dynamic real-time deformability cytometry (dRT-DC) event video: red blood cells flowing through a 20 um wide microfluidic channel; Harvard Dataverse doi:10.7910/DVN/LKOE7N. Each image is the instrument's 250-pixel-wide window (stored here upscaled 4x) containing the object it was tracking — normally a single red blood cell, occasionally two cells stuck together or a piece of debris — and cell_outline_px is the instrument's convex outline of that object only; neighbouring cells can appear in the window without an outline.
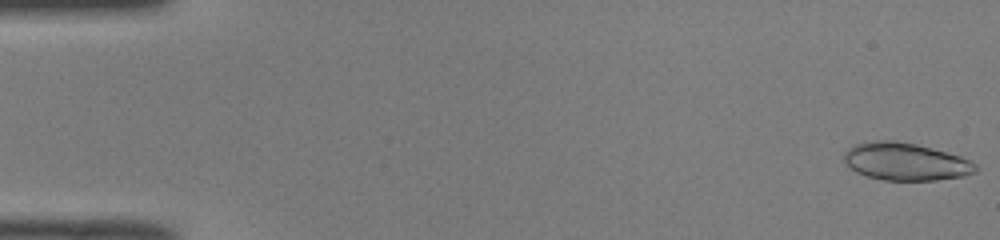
{"species": "common noctule bat (a hibernating species)", "species_latin": "Nyctalus noctula", "temperature_condition": "room temperature", "stored_images_in_passage": 50, "camera_frame_rate_fps": 3000, "um_per_image_px": 0.085, "animal": {"sex": "male", "body_mass_g": 19.0, "forearm_length_mm": 50.8}, "frame": {"image": 1, "passage_image": 1, "time_ms": 0.0, "image_size_px": [1000, 240], "cell_outline_px": [[976, 172], [964, 176], [936, 180], [884, 180], [868, 176], [856, 172], [844, 160], [844, 152], [848, 148], [856, 144], [872, 140], [896, 140], [916, 144], [932, 148], [960, 156], [976, 164]], "centroid_in_image_um": [76.97, 13.73], "position_along_channel_um": 8.0, "area_um2": 28.67}}
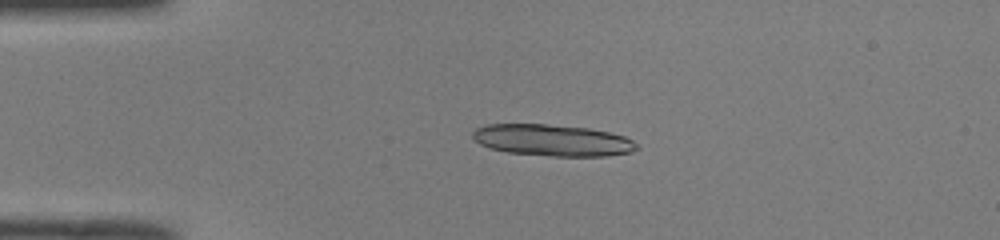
{"frame": {"image": 2, "passage_image": 12, "time_ms": 3.667, "image_size_px": [1000, 240], "cell_outline_px": [[640, 148], [632, 152], [604, 156], [552, 156], [508, 152], [492, 148], [480, 144], [472, 136], [472, 132], [476, 128], [484, 124], [544, 124], [588, 128], [608, 132], [624, 136], [632, 140]], "centroid_in_image_um": [46.96, 11.92], "position_along_channel_um": 38.0, "area_um2": 30.06}, "authors_computed_cell_mechanics": {"area_um2": 18.8428, "velocity_mm_per_s": 4.0264, "shape_relaxation_time_tau1_ms": 7.6962, "shape_relaxation_time_tau2_ms": 1.1073, "deformation_change_tau1": 0.2272, "deformation_change_tau2": 0.0663}}